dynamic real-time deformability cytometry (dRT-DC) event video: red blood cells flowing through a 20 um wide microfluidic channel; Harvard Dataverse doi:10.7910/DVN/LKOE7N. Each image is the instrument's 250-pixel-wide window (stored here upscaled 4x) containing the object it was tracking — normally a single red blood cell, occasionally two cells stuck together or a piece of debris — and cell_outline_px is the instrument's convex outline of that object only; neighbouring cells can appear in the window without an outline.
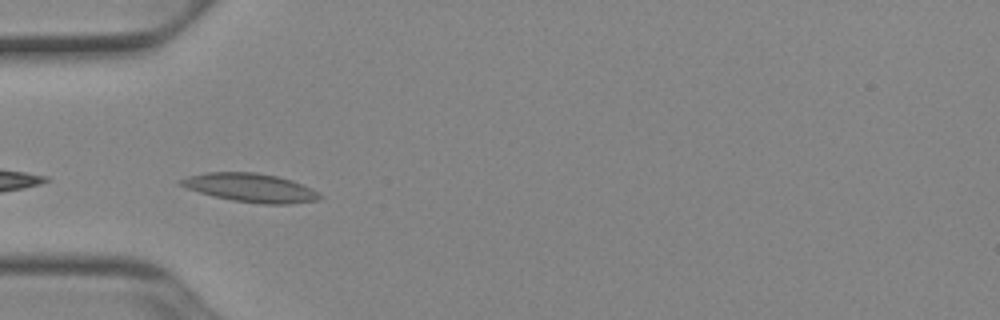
{"species": "Egyptian fruit bat (a non-hibernating species)", "species_latin": "Rousettus aegyptiacus", "temperature_condition": "cold", "stored_images_in_passage": 6, "camera_frame_rate_fps": 3000, "um_per_image_px": 0.085, "animal": {"sex": "female"}, "frame": {"image": 1, "passage_image": 1, "time_ms": 0.0, "image_size_px": [1000, 320], "cell_outline_px": [[324, 196], [320, 200], [292, 204], [260, 204], [232, 200], [212, 196], [188, 188], [180, 184], [176, 180], [188, 176], [208, 172], [256, 172], [276, 176], [292, 180], [312, 188], [320, 192]], "centroid_in_image_um": [21.35, 15.96], "position_along_channel_um": 63.6, "area_um2": 23.41}}